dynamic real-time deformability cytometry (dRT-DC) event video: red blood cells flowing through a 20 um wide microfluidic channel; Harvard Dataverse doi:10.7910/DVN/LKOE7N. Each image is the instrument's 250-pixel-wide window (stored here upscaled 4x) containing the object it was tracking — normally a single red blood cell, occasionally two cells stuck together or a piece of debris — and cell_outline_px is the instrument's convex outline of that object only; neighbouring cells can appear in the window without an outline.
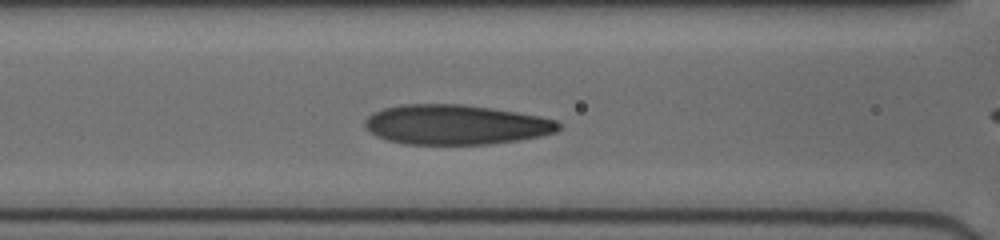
{"species": "human", "species_latin": "Homo sapiens", "temperature_condition": "cold", "stored_images_in_passage": 47, "camera_frame_rate_fps": 3000, "um_per_image_px": 0.085, "donor": {"sex": "female"}, "frame": {"image": 1, "passage_image": 5, "time_ms": 0.667, "image_size_px": [1000, 240], "cell_outline_px": [[560, 128], [556, 132], [540, 136], [520, 140], [488, 144], [404, 144], [388, 140], [376, 136], [364, 124], [364, 120], [372, 112], [384, 108], [400, 104], [460, 104], [492, 108], [540, 116], [556, 120], [560, 124]], "centroid_in_image_um": [38.73, 10.59], "position_along_channel_um": 127.9, "area_um2": 44.97}}
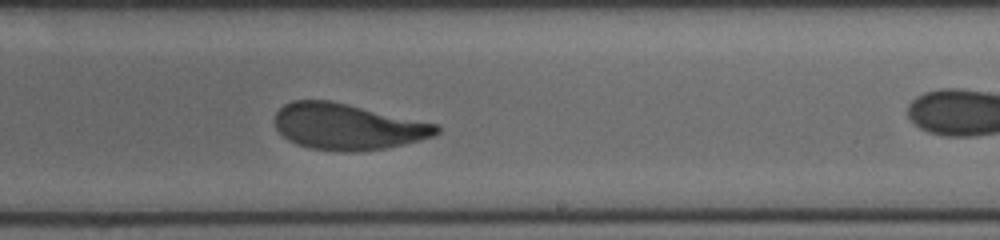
{"frame": {"image": 2, "passage_image": 30, "time_ms": 4.0, "image_size_px": [1000, 240], "cell_outline_px": [[440, 132], [432, 136], [420, 140], [384, 148], [356, 152], [336, 152], [308, 148], [296, 144], [288, 140], [276, 128], [276, 112], [284, 104], [292, 100], [328, 100], [436, 124], [440, 128]], "centroid_in_image_um": [29.5, 10.78], "position_along_channel_um": 259.5, "area_um2": 43.12}}
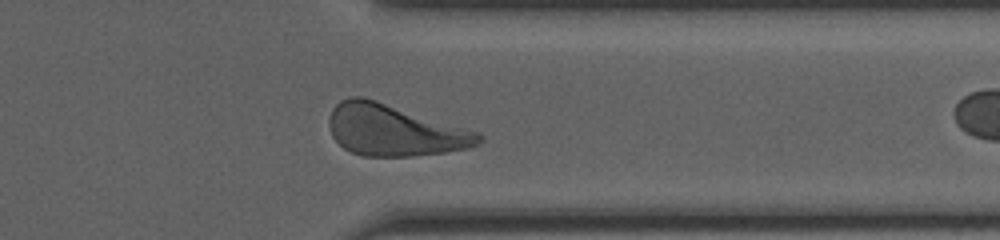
{"frame": {"image": 3, "passage_image": 46, "time_ms": 7.0, "image_size_px": [1000, 240], "cell_outline_px": [[484, 140], [472, 148], [444, 152], [412, 156], [364, 156], [352, 152], [344, 148], [332, 136], [328, 124], [328, 120], [332, 108], [340, 100], [352, 96], [364, 96], [480, 132], [484, 136]], "centroid_in_image_um": [33.54, 11.06], "position_along_channel_um": 377.9, "area_um2": 45.08}}